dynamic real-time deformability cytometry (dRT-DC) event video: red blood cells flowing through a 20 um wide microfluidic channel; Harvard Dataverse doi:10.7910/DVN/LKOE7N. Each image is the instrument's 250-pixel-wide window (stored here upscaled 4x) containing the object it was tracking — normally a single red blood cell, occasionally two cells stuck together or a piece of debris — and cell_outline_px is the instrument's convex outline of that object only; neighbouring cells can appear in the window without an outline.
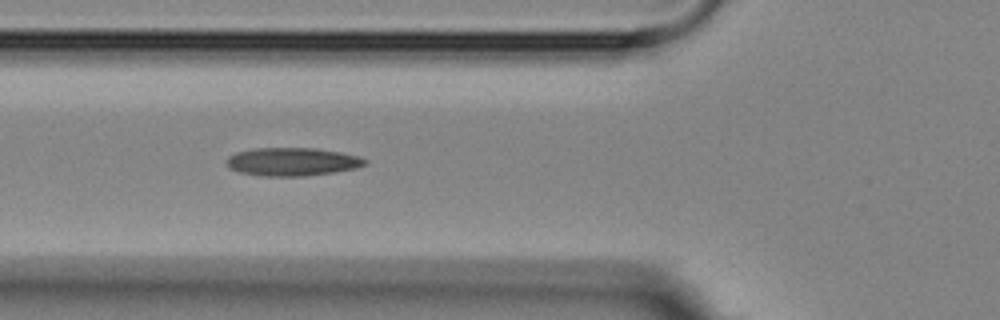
{"species": "Egyptian fruit bat (a non-hibernating species)", "species_latin": "Rousettus aegyptiacus", "temperature_condition": "room temperature", "stored_images_in_passage": 9, "camera_frame_rate_fps": 3000, "um_per_image_px": 0.085, "animal": {"sex": "female"}, "frame": {"image": 1, "passage_image": 4, "time_ms": 4.667, "image_size_px": [1000, 320], "cell_outline_px": [[368, 164], [356, 168], [332, 172], [304, 176], [260, 176], [240, 172], [228, 168], [224, 164], [224, 160], [228, 156], [236, 152], [256, 148], [316, 148], [340, 152], [356, 156], [368, 160]], "centroid_in_image_um": [24.78, 13.75], "position_along_channel_um": 101.0, "area_um2": 22.89}}
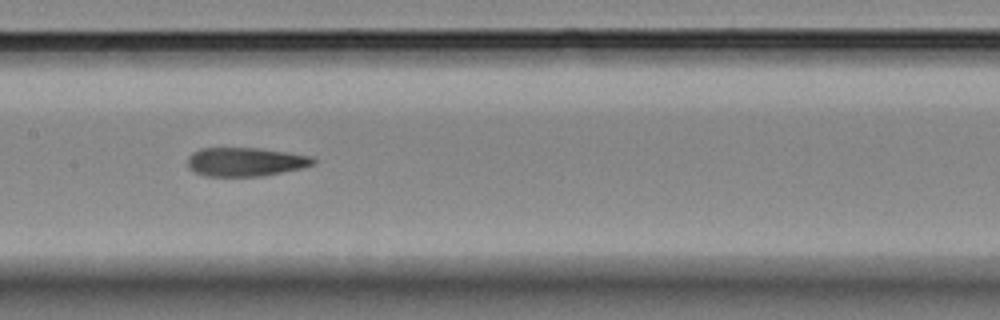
{"frame": {"image": 2, "passage_image": 6, "time_ms": 7.0, "image_size_px": [1000, 320], "cell_outline_px": [[316, 164], [304, 168], [264, 176], [204, 176], [188, 168], [188, 156], [192, 152], [200, 148], [260, 148], [312, 156], [316, 160]], "centroid_in_image_um": [20.89, 13.76], "position_along_channel_um": 186.5, "area_um2": 21.33}}
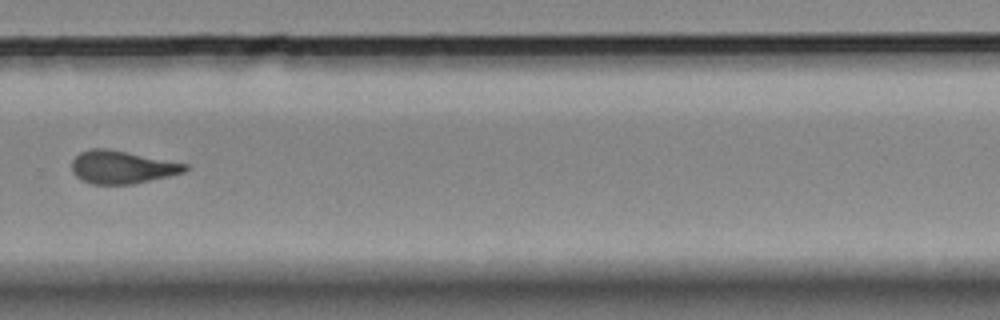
{"frame": {"image": 3, "passage_image": 9, "time_ms": 10.667, "image_size_px": [1000, 320], "cell_outline_px": [[188, 168], [184, 172], [168, 176], [132, 184], [92, 184], [80, 180], [72, 172], [72, 160], [80, 152], [92, 148], [108, 148], [188, 164]], "centroid_in_image_um": [10.34, 14.2], "position_along_channel_um": 319.5, "area_um2": 21.68}}